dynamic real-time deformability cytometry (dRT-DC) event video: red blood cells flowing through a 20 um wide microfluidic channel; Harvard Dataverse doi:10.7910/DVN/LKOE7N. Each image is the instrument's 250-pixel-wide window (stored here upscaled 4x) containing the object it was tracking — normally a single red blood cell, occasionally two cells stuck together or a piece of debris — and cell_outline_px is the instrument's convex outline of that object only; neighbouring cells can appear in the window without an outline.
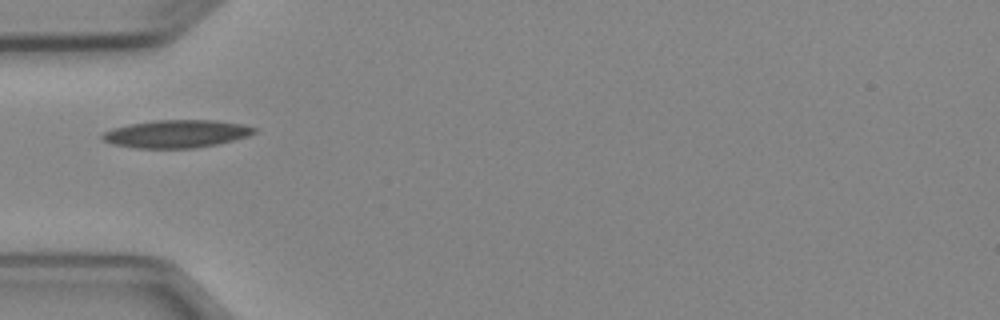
{"species": "Egyptian fruit bat (a non-hibernating species)", "species_latin": "Rousettus aegyptiacus", "temperature_condition": "cold", "stored_images_in_passage": 5, "camera_frame_rate_fps": 3000, "um_per_image_px": 0.085, "animal": {"sex": "female"}, "frame": {"image": 1, "passage_image": 2, "time_ms": 1.333, "image_size_px": [1000, 320], "cell_outline_px": [[256, 132], [248, 136], [216, 144], [192, 148], [136, 148], [112, 144], [104, 140], [100, 136], [104, 132], [112, 128], [128, 124], [152, 120], [216, 120], [244, 124], [256, 128]], "centroid_in_image_um": [14.98, 11.36], "position_along_channel_um": 70.0, "area_um2": 24.62}}
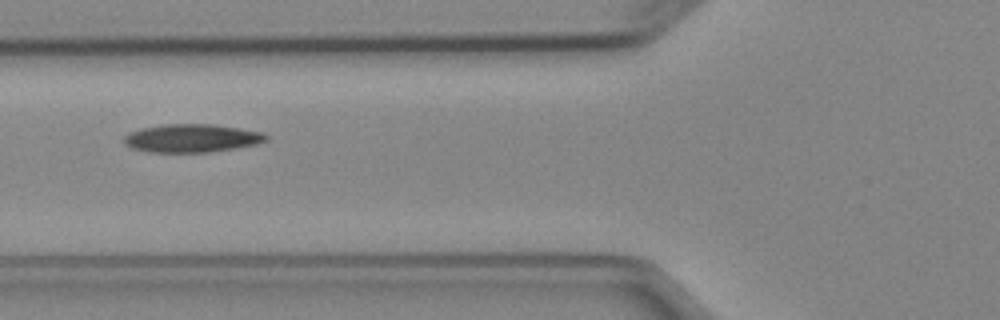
{"frame": {"image": 2, "passage_image": 3, "time_ms": 2.333, "image_size_px": [1000, 320], "cell_outline_px": [[268, 140], [256, 144], [208, 152], [148, 152], [132, 148], [124, 144], [124, 136], [128, 132], [140, 128], [164, 124], [212, 124], [240, 128], [264, 132], [268, 136]], "centroid_in_image_um": [16.28, 11.74], "position_along_channel_um": 109.5, "area_um2": 23.41}}